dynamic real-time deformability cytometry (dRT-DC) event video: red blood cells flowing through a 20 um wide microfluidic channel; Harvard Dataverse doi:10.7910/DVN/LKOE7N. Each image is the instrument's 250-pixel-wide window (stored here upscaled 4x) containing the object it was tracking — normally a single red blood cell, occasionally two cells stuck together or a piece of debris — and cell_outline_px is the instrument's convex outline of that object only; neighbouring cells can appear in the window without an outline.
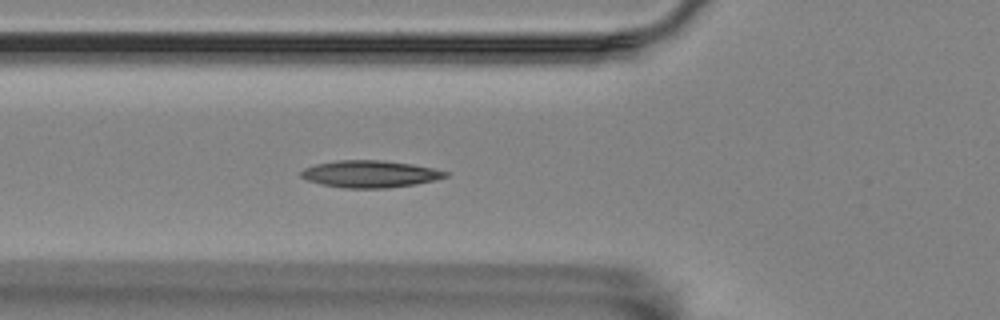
{"species": "Egyptian fruit bat (a non-hibernating species)", "species_latin": "Rousettus aegyptiacus", "temperature_condition": "room temperature", "stored_images_in_passage": 6, "segment_of_instrument_passage": [1, 2], "camera_frame_rate_fps": 3000, "um_per_image_px": 0.085, "animal": {"sex": "female"}, "frame": {"image": 1, "passage_image": 5, "time_ms": 1.333, "image_size_px": [1000, 320], "cell_outline_px": [[448, 176], [436, 180], [416, 184], [388, 188], [344, 188], [320, 184], [308, 180], [300, 176], [300, 172], [304, 168], [316, 164], [336, 160], [380, 160], [412, 164], [432, 168], [448, 172]], "centroid_in_image_um": [31.44, 14.79], "position_along_channel_um": 94.4, "area_um2": 22.77}}